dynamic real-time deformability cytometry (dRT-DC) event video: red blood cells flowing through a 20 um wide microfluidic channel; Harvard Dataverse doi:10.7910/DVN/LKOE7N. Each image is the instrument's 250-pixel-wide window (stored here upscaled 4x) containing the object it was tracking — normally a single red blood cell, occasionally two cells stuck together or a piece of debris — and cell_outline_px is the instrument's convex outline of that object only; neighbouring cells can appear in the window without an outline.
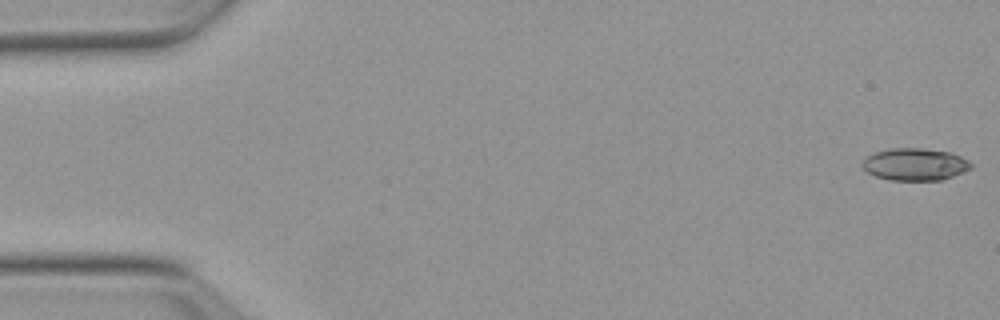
{"species": "Egyptian fruit bat (a non-hibernating species)", "species_latin": "Rousettus aegyptiacus", "temperature_condition": "warm", "stored_images_in_passage": 10, "camera_frame_rate_fps": 3000, "um_per_image_px": 0.085, "animal": {"sex": "female"}, "frame": {"image": 1, "passage_image": 1, "time_ms": 0.0, "image_size_px": [1000, 320], "cell_outline_px": [[972, 168], [964, 172], [940, 180], [892, 180], [876, 176], [868, 172], [860, 164], [872, 152], [892, 148], [924, 148], [952, 152], [968, 160], [972, 164]], "centroid_in_image_um": [77.79, 13.95], "position_along_channel_um": 7.2, "area_um2": 20.46}}